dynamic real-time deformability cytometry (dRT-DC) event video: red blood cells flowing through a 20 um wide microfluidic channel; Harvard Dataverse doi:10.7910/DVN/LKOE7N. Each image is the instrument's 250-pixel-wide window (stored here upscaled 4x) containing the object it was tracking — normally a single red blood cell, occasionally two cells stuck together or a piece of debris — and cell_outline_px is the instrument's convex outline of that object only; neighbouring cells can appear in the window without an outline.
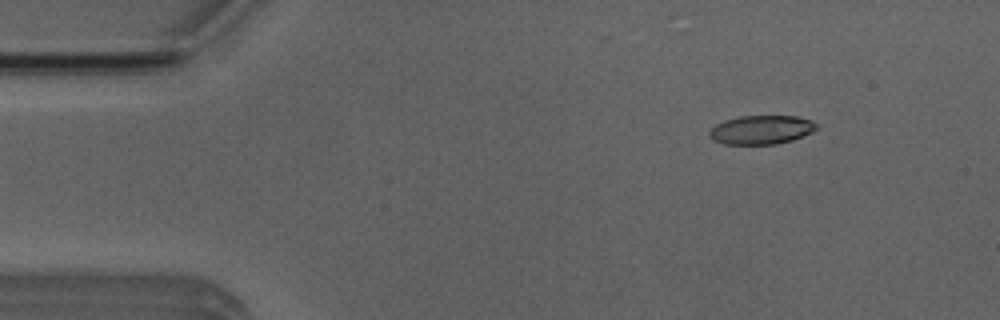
{"species": "Egyptian fruit bat (a non-hibernating species)", "species_latin": "Rousettus aegyptiacus", "temperature_condition": "room temperature", "stored_images_in_passage": 4, "camera_frame_rate_fps": 3000, "um_per_image_px": 0.085, "animal": {"sex": "male"}, "frame": {"image": 1, "passage_image": 2, "time_ms": 1.333, "image_size_px": [1000, 320], "cell_outline_px": [[816, 128], [812, 132], [792, 140], [776, 144], [724, 144], [712, 140], [708, 136], [708, 132], [716, 124], [724, 120], [740, 116], [796, 116], [812, 120], [816, 124]], "centroid_in_image_um": [64.68, 11.03], "position_along_channel_um": 20.3, "area_um2": 18.03}}